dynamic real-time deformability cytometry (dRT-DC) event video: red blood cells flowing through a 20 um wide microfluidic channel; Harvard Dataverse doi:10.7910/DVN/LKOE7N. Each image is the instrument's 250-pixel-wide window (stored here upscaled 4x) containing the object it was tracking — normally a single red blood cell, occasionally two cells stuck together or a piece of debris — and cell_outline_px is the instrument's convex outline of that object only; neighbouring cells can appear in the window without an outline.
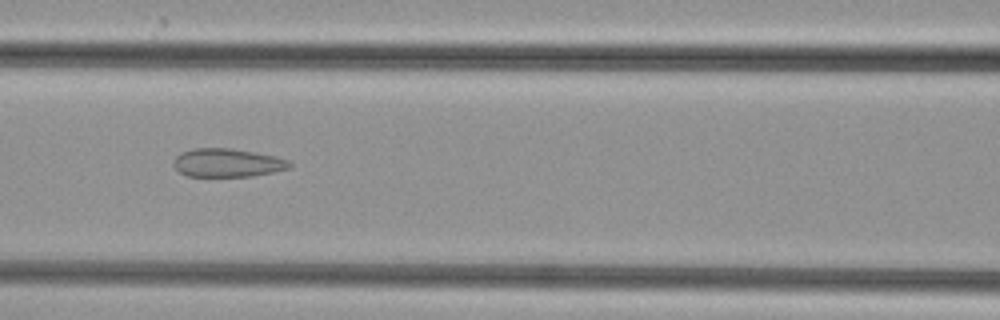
{"species": "common noctule bat (a hibernating species)", "species_latin": "Nyctalus noctula", "temperature_condition": "cold", "stored_images_in_passage": 49, "camera_frame_rate_fps": 3000, "um_per_image_px": 0.085, "animal": {"sex": "female", "body_mass_g": 29.2, "forearm_length_mm": 56.3}, "frame": {"image": 1, "passage_image": 22, "time_ms": 7.0, "image_size_px": [1000, 320], "cell_outline_px": [[292, 168], [252, 176], [188, 176], [180, 172], [172, 164], [172, 160], [180, 152], [192, 148], [232, 148], [276, 156], [288, 160], [292, 164]], "centroid_in_image_um": [19.32, 13.83], "position_along_channel_um": 147.3, "area_um2": 19.36}}
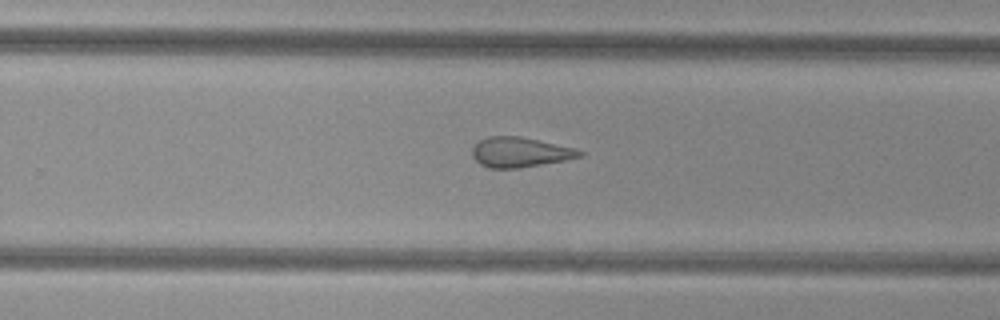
{"frame": {"image": 2, "passage_image": 32, "time_ms": 10.333, "image_size_px": [1000, 320], "cell_outline_px": [[584, 156], [568, 160], [520, 168], [488, 168], [480, 164], [472, 156], [472, 148], [480, 140], [488, 136], [520, 136], [576, 148], [584, 152]], "centroid_in_image_um": [44.24, 12.94], "position_along_channel_um": 285.6, "area_um2": 18.96}}
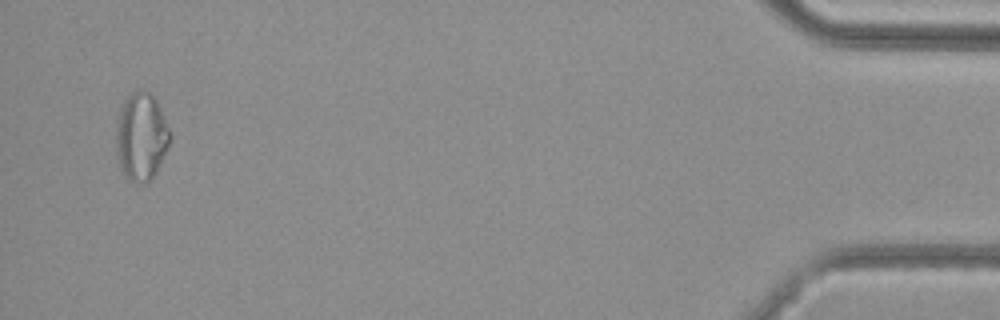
{"frame": {"image": 3, "passage_image": 48, "time_ms": 15.667, "image_size_px": [1000, 320], "cell_outline_px": [[172, 136], [156, 172], [144, 184], [128, 180], [120, 168], [116, 152], [116, 124], [124, 100], [132, 92], [140, 88], [144, 88], [156, 100]], "centroid_in_image_um": [11.98, 11.6], "position_along_channel_um": 423.2, "area_um2": 27.4}}